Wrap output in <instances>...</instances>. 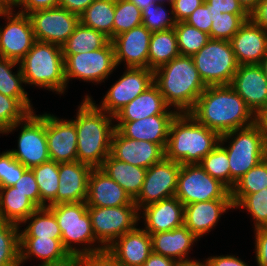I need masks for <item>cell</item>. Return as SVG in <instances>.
<instances>
[{"mask_svg":"<svg viewBox=\"0 0 267 266\" xmlns=\"http://www.w3.org/2000/svg\"><path fill=\"white\" fill-rule=\"evenodd\" d=\"M189 114L220 135L255 123V114L231 85L207 86Z\"/></svg>","mask_w":267,"mask_h":266,"instance_id":"cell-1","label":"cell"},{"mask_svg":"<svg viewBox=\"0 0 267 266\" xmlns=\"http://www.w3.org/2000/svg\"><path fill=\"white\" fill-rule=\"evenodd\" d=\"M76 114V118L71 121L75 124L78 138L77 161L92 168L101 167L110 154L116 129L112 123L114 117L100 110L89 95L84 97Z\"/></svg>","mask_w":267,"mask_h":266,"instance_id":"cell-2","label":"cell"},{"mask_svg":"<svg viewBox=\"0 0 267 266\" xmlns=\"http://www.w3.org/2000/svg\"><path fill=\"white\" fill-rule=\"evenodd\" d=\"M154 84L165 103L178 113H189L207 87L192 56L182 55L154 70Z\"/></svg>","mask_w":267,"mask_h":266,"instance_id":"cell-3","label":"cell"},{"mask_svg":"<svg viewBox=\"0 0 267 266\" xmlns=\"http://www.w3.org/2000/svg\"><path fill=\"white\" fill-rule=\"evenodd\" d=\"M220 137L189 113H178L170 125L165 158L180 165L197 164L219 145Z\"/></svg>","mask_w":267,"mask_h":266,"instance_id":"cell-4","label":"cell"},{"mask_svg":"<svg viewBox=\"0 0 267 266\" xmlns=\"http://www.w3.org/2000/svg\"><path fill=\"white\" fill-rule=\"evenodd\" d=\"M26 84L47 88L64 94L68 87L64 73L62 46L35 41L29 52L19 61Z\"/></svg>","mask_w":267,"mask_h":266,"instance_id":"cell-5","label":"cell"},{"mask_svg":"<svg viewBox=\"0 0 267 266\" xmlns=\"http://www.w3.org/2000/svg\"><path fill=\"white\" fill-rule=\"evenodd\" d=\"M47 208L55 215L62 233V246L70 256L85 258L106 251L99 242H96L86 202L60 203ZM74 243L79 246L82 244V248L80 246L77 249L73 246Z\"/></svg>","mask_w":267,"mask_h":266,"instance_id":"cell-6","label":"cell"},{"mask_svg":"<svg viewBox=\"0 0 267 266\" xmlns=\"http://www.w3.org/2000/svg\"><path fill=\"white\" fill-rule=\"evenodd\" d=\"M224 142L230 144L223 146ZM219 144L229 159L230 190L245 173L267 157V146L255 123L222 134Z\"/></svg>","mask_w":267,"mask_h":266,"instance_id":"cell-7","label":"cell"},{"mask_svg":"<svg viewBox=\"0 0 267 266\" xmlns=\"http://www.w3.org/2000/svg\"><path fill=\"white\" fill-rule=\"evenodd\" d=\"M192 58L206 86L230 85L239 66L227 40L210 39Z\"/></svg>","mask_w":267,"mask_h":266,"instance_id":"cell-8","label":"cell"},{"mask_svg":"<svg viewBox=\"0 0 267 266\" xmlns=\"http://www.w3.org/2000/svg\"><path fill=\"white\" fill-rule=\"evenodd\" d=\"M21 125L18 149L8 150L12 156L27 168L38 166L50 160L45 131V113H30L24 120L7 128L2 134H9Z\"/></svg>","mask_w":267,"mask_h":266,"instance_id":"cell-9","label":"cell"},{"mask_svg":"<svg viewBox=\"0 0 267 266\" xmlns=\"http://www.w3.org/2000/svg\"><path fill=\"white\" fill-rule=\"evenodd\" d=\"M175 196L184 204L231 199V190L212 178L200 165L183 164L178 173Z\"/></svg>","mask_w":267,"mask_h":266,"instance_id":"cell-10","label":"cell"},{"mask_svg":"<svg viewBox=\"0 0 267 266\" xmlns=\"http://www.w3.org/2000/svg\"><path fill=\"white\" fill-rule=\"evenodd\" d=\"M66 83L71 79L102 83L117 65L111 40L102 48L79 54H63Z\"/></svg>","mask_w":267,"mask_h":266,"instance_id":"cell-11","label":"cell"},{"mask_svg":"<svg viewBox=\"0 0 267 266\" xmlns=\"http://www.w3.org/2000/svg\"><path fill=\"white\" fill-rule=\"evenodd\" d=\"M97 242L107 249L115 240L133 230L140 221L135 202L117 207H88Z\"/></svg>","mask_w":267,"mask_h":266,"instance_id":"cell-12","label":"cell"},{"mask_svg":"<svg viewBox=\"0 0 267 266\" xmlns=\"http://www.w3.org/2000/svg\"><path fill=\"white\" fill-rule=\"evenodd\" d=\"M154 84V71L149 68L127 67L123 75L111 85L101 104L100 110L115 116L128 103Z\"/></svg>","mask_w":267,"mask_h":266,"instance_id":"cell-13","label":"cell"},{"mask_svg":"<svg viewBox=\"0 0 267 266\" xmlns=\"http://www.w3.org/2000/svg\"><path fill=\"white\" fill-rule=\"evenodd\" d=\"M15 12L6 8L0 13L7 20L4 28L0 26V57L19 62L36 40L29 16Z\"/></svg>","mask_w":267,"mask_h":266,"instance_id":"cell-14","label":"cell"},{"mask_svg":"<svg viewBox=\"0 0 267 266\" xmlns=\"http://www.w3.org/2000/svg\"><path fill=\"white\" fill-rule=\"evenodd\" d=\"M180 168L178 162L164 158L147 169L142 189L134 199L139 215L143 207L175 196Z\"/></svg>","mask_w":267,"mask_h":266,"instance_id":"cell-15","label":"cell"},{"mask_svg":"<svg viewBox=\"0 0 267 266\" xmlns=\"http://www.w3.org/2000/svg\"><path fill=\"white\" fill-rule=\"evenodd\" d=\"M36 41L62 46L80 22L79 16L67 9L55 7L28 14Z\"/></svg>","mask_w":267,"mask_h":266,"instance_id":"cell-16","label":"cell"},{"mask_svg":"<svg viewBox=\"0 0 267 266\" xmlns=\"http://www.w3.org/2000/svg\"><path fill=\"white\" fill-rule=\"evenodd\" d=\"M45 131L50 160L57 163L77 161V132L70 120L45 113Z\"/></svg>","mask_w":267,"mask_h":266,"instance_id":"cell-17","label":"cell"},{"mask_svg":"<svg viewBox=\"0 0 267 266\" xmlns=\"http://www.w3.org/2000/svg\"><path fill=\"white\" fill-rule=\"evenodd\" d=\"M110 155L119 161L148 169L165 158V149L153 142L126 138L115 129Z\"/></svg>","mask_w":267,"mask_h":266,"instance_id":"cell-18","label":"cell"},{"mask_svg":"<svg viewBox=\"0 0 267 266\" xmlns=\"http://www.w3.org/2000/svg\"><path fill=\"white\" fill-rule=\"evenodd\" d=\"M152 32L143 24L111 39L115 62L126 67L148 68L149 44Z\"/></svg>","mask_w":267,"mask_h":266,"instance_id":"cell-19","label":"cell"},{"mask_svg":"<svg viewBox=\"0 0 267 266\" xmlns=\"http://www.w3.org/2000/svg\"><path fill=\"white\" fill-rule=\"evenodd\" d=\"M230 85L254 114L267 107V79L259 64L239 65Z\"/></svg>","mask_w":267,"mask_h":266,"instance_id":"cell-20","label":"cell"},{"mask_svg":"<svg viewBox=\"0 0 267 266\" xmlns=\"http://www.w3.org/2000/svg\"><path fill=\"white\" fill-rule=\"evenodd\" d=\"M105 252L125 266H142L152 253L151 235L136 226L115 240Z\"/></svg>","mask_w":267,"mask_h":266,"instance_id":"cell-21","label":"cell"},{"mask_svg":"<svg viewBox=\"0 0 267 266\" xmlns=\"http://www.w3.org/2000/svg\"><path fill=\"white\" fill-rule=\"evenodd\" d=\"M230 43L238 65L260 64L267 53V31L249 19Z\"/></svg>","mask_w":267,"mask_h":266,"instance_id":"cell-22","label":"cell"},{"mask_svg":"<svg viewBox=\"0 0 267 266\" xmlns=\"http://www.w3.org/2000/svg\"><path fill=\"white\" fill-rule=\"evenodd\" d=\"M92 167L75 162L59 163V187L56 204L86 202Z\"/></svg>","mask_w":267,"mask_h":266,"instance_id":"cell-23","label":"cell"},{"mask_svg":"<svg viewBox=\"0 0 267 266\" xmlns=\"http://www.w3.org/2000/svg\"><path fill=\"white\" fill-rule=\"evenodd\" d=\"M88 207H117L132 205L131 196L100 167L93 168L89 176Z\"/></svg>","mask_w":267,"mask_h":266,"instance_id":"cell-24","label":"cell"},{"mask_svg":"<svg viewBox=\"0 0 267 266\" xmlns=\"http://www.w3.org/2000/svg\"><path fill=\"white\" fill-rule=\"evenodd\" d=\"M234 209L231 199L201 201L184 205V225L199 239L213 229L223 213Z\"/></svg>","mask_w":267,"mask_h":266,"instance_id":"cell-25","label":"cell"},{"mask_svg":"<svg viewBox=\"0 0 267 266\" xmlns=\"http://www.w3.org/2000/svg\"><path fill=\"white\" fill-rule=\"evenodd\" d=\"M141 211V218L145 221L143 229L149 234L171 231L184 225V204L176 196L150 204Z\"/></svg>","mask_w":267,"mask_h":266,"instance_id":"cell-26","label":"cell"},{"mask_svg":"<svg viewBox=\"0 0 267 266\" xmlns=\"http://www.w3.org/2000/svg\"><path fill=\"white\" fill-rule=\"evenodd\" d=\"M176 115H153L133 122H113L115 128L126 138L149 141L166 149L169 129Z\"/></svg>","mask_w":267,"mask_h":266,"instance_id":"cell-27","label":"cell"},{"mask_svg":"<svg viewBox=\"0 0 267 266\" xmlns=\"http://www.w3.org/2000/svg\"><path fill=\"white\" fill-rule=\"evenodd\" d=\"M178 112L165 103L159 88L153 84L119 111L114 119L117 122H133L153 115H177Z\"/></svg>","mask_w":267,"mask_h":266,"instance_id":"cell-28","label":"cell"},{"mask_svg":"<svg viewBox=\"0 0 267 266\" xmlns=\"http://www.w3.org/2000/svg\"><path fill=\"white\" fill-rule=\"evenodd\" d=\"M152 252L174 259L175 261L190 260L188 254L198 238L182 225L171 231L150 234ZM188 257V258H187Z\"/></svg>","mask_w":267,"mask_h":266,"instance_id":"cell-29","label":"cell"},{"mask_svg":"<svg viewBox=\"0 0 267 266\" xmlns=\"http://www.w3.org/2000/svg\"><path fill=\"white\" fill-rule=\"evenodd\" d=\"M19 249L20 265L32 256L42 260L41 265L59 263L70 257L62 246L61 239L20 237Z\"/></svg>","mask_w":267,"mask_h":266,"instance_id":"cell-30","label":"cell"},{"mask_svg":"<svg viewBox=\"0 0 267 266\" xmlns=\"http://www.w3.org/2000/svg\"><path fill=\"white\" fill-rule=\"evenodd\" d=\"M134 200L140 193L147 169L113 158L110 154L100 167Z\"/></svg>","mask_w":267,"mask_h":266,"instance_id":"cell-31","label":"cell"},{"mask_svg":"<svg viewBox=\"0 0 267 266\" xmlns=\"http://www.w3.org/2000/svg\"><path fill=\"white\" fill-rule=\"evenodd\" d=\"M39 207L17 188H0V221L21 225Z\"/></svg>","mask_w":267,"mask_h":266,"instance_id":"cell-32","label":"cell"},{"mask_svg":"<svg viewBox=\"0 0 267 266\" xmlns=\"http://www.w3.org/2000/svg\"><path fill=\"white\" fill-rule=\"evenodd\" d=\"M179 55L174 28L152 32L148 53L149 69L154 71Z\"/></svg>","mask_w":267,"mask_h":266,"instance_id":"cell-33","label":"cell"},{"mask_svg":"<svg viewBox=\"0 0 267 266\" xmlns=\"http://www.w3.org/2000/svg\"><path fill=\"white\" fill-rule=\"evenodd\" d=\"M115 0H94L79 16V21L113 38Z\"/></svg>","mask_w":267,"mask_h":266,"instance_id":"cell-34","label":"cell"},{"mask_svg":"<svg viewBox=\"0 0 267 266\" xmlns=\"http://www.w3.org/2000/svg\"><path fill=\"white\" fill-rule=\"evenodd\" d=\"M110 41L103 32L77 24L74 32L62 45L63 54H79L94 51L104 47Z\"/></svg>","mask_w":267,"mask_h":266,"instance_id":"cell-35","label":"cell"},{"mask_svg":"<svg viewBox=\"0 0 267 266\" xmlns=\"http://www.w3.org/2000/svg\"><path fill=\"white\" fill-rule=\"evenodd\" d=\"M19 66V62L0 57V93L18 99L31 113L34 112L28 93L22 87L24 78L20 67L17 73L12 69Z\"/></svg>","mask_w":267,"mask_h":266,"instance_id":"cell-36","label":"cell"},{"mask_svg":"<svg viewBox=\"0 0 267 266\" xmlns=\"http://www.w3.org/2000/svg\"><path fill=\"white\" fill-rule=\"evenodd\" d=\"M31 169L39 187L40 208L56 205V194L59 187V163L49 160Z\"/></svg>","mask_w":267,"mask_h":266,"instance_id":"cell-37","label":"cell"},{"mask_svg":"<svg viewBox=\"0 0 267 266\" xmlns=\"http://www.w3.org/2000/svg\"><path fill=\"white\" fill-rule=\"evenodd\" d=\"M23 224L28 225L20 230V237L61 239L62 233L55 215L47 207L35 210Z\"/></svg>","mask_w":267,"mask_h":266,"instance_id":"cell-38","label":"cell"},{"mask_svg":"<svg viewBox=\"0 0 267 266\" xmlns=\"http://www.w3.org/2000/svg\"><path fill=\"white\" fill-rule=\"evenodd\" d=\"M267 187V157L245 173L231 189L233 207L247 194Z\"/></svg>","mask_w":267,"mask_h":266,"instance_id":"cell-39","label":"cell"},{"mask_svg":"<svg viewBox=\"0 0 267 266\" xmlns=\"http://www.w3.org/2000/svg\"><path fill=\"white\" fill-rule=\"evenodd\" d=\"M20 227L0 221V266L20 265Z\"/></svg>","mask_w":267,"mask_h":266,"instance_id":"cell-40","label":"cell"},{"mask_svg":"<svg viewBox=\"0 0 267 266\" xmlns=\"http://www.w3.org/2000/svg\"><path fill=\"white\" fill-rule=\"evenodd\" d=\"M179 54L193 56L210 40L209 34L181 21L174 27Z\"/></svg>","mask_w":267,"mask_h":266,"instance_id":"cell-41","label":"cell"},{"mask_svg":"<svg viewBox=\"0 0 267 266\" xmlns=\"http://www.w3.org/2000/svg\"><path fill=\"white\" fill-rule=\"evenodd\" d=\"M213 20L210 39L227 40L238 32L240 27L250 19V14H230L212 12Z\"/></svg>","mask_w":267,"mask_h":266,"instance_id":"cell-42","label":"cell"},{"mask_svg":"<svg viewBox=\"0 0 267 266\" xmlns=\"http://www.w3.org/2000/svg\"><path fill=\"white\" fill-rule=\"evenodd\" d=\"M142 24V11L129 0H115L113 38Z\"/></svg>","mask_w":267,"mask_h":266,"instance_id":"cell-43","label":"cell"},{"mask_svg":"<svg viewBox=\"0 0 267 266\" xmlns=\"http://www.w3.org/2000/svg\"><path fill=\"white\" fill-rule=\"evenodd\" d=\"M199 165L212 177L230 189V166L226 150L219 144L207 156H205Z\"/></svg>","mask_w":267,"mask_h":266,"instance_id":"cell-44","label":"cell"},{"mask_svg":"<svg viewBox=\"0 0 267 266\" xmlns=\"http://www.w3.org/2000/svg\"><path fill=\"white\" fill-rule=\"evenodd\" d=\"M165 3H151L142 9V24L151 32H158L174 28L176 21L170 5V12L165 8ZM169 12V14H168ZM171 14V15H170Z\"/></svg>","mask_w":267,"mask_h":266,"instance_id":"cell-45","label":"cell"},{"mask_svg":"<svg viewBox=\"0 0 267 266\" xmlns=\"http://www.w3.org/2000/svg\"><path fill=\"white\" fill-rule=\"evenodd\" d=\"M246 209L254 221V229L267 227V187L257 193L244 196L235 206Z\"/></svg>","mask_w":267,"mask_h":266,"instance_id":"cell-46","label":"cell"},{"mask_svg":"<svg viewBox=\"0 0 267 266\" xmlns=\"http://www.w3.org/2000/svg\"><path fill=\"white\" fill-rule=\"evenodd\" d=\"M30 113L18 99L0 93V134Z\"/></svg>","mask_w":267,"mask_h":266,"instance_id":"cell-47","label":"cell"},{"mask_svg":"<svg viewBox=\"0 0 267 266\" xmlns=\"http://www.w3.org/2000/svg\"><path fill=\"white\" fill-rule=\"evenodd\" d=\"M26 169L8 150L0 153V188L13 186Z\"/></svg>","mask_w":267,"mask_h":266,"instance_id":"cell-48","label":"cell"},{"mask_svg":"<svg viewBox=\"0 0 267 266\" xmlns=\"http://www.w3.org/2000/svg\"><path fill=\"white\" fill-rule=\"evenodd\" d=\"M13 187L26 194L40 208V193L35 175L31 168H27Z\"/></svg>","mask_w":267,"mask_h":266,"instance_id":"cell-49","label":"cell"},{"mask_svg":"<svg viewBox=\"0 0 267 266\" xmlns=\"http://www.w3.org/2000/svg\"><path fill=\"white\" fill-rule=\"evenodd\" d=\"M212 20V11H210L209 7L205 3H203L197 9H195L184 22L188 23L191 26H194L202 32L209 34L210 36Z\"/></svg>","mask_w":267,"mask_h":266,"instance_id":"cell-50","label":"cell"},{"mask_svg":"<svg viewBox=\"0 0 267 266\" xmlns=\"http://www.w3.org/2000/svg\"><path fill=\"white\" fill-rule=\"evenodd\" d=\"M204 3L216 13L249 14L238 0H205Z\"/></svg>","mask_w":267,"mask_h":266,"instance_id":"cell-51","label":"cell"},{"mask_svg":"<svg viewBox=\"0 0 267 266\" xmlns=\"http://www.w3.org/2000/svg\"><path fill=\"white\" fill-rule=\"evenodd\" d=\"M205 0H173L171 4L176 22L185 21Z\"/></svg>","mask_w":267,"mask_h":266,"instance_id":"cell-52","label":"cell"},{"mask_svg":"<svg viewBox=\"0 0 267 266\" xmlns=\"http://www.w3.org/2000/svg\"><path fill=\"white\" fill-rule=\"evenodd\" d=\"M257 266H267V227L254 229Z\"/></svg>","mask_w":267,"mask_h":266,"instance_id":"cell-53","label":"cell"},{"mask_svg":"<svg viewBox=\"0 0 267 266\" xmlns=\"http://www.w3.org/2000/svg\"><path fill=\"white\" fill-rule=\"evenodd\" d=\"M19 13L28 15L34 11L59 7V0H17L14 7H20Z\"/></svg>","mask_w":267,"mask_h":266,"instance_id":"cell-54","label":"cell"},{"mask_svg":"<svg viewBox=\"0 0 267 266\" xmlns=\"http://www.w3.org/2000/svg\"><path fill=\"white\" fill-rule=\"evenodd\" d=\"M206 266H249L235 255L210 256L205 259Z\"/></svg>","mask_w":267,"mask_h":266,"instance_id":"cell-55","label":"cell"},{"mask_svg":"<svg viewBox=\"0 0 267 266\" xmlns=\"http://www.w3.org/2000/svg\"><path fill=\"white\" fill-rule=\"evenodd\" d=\"M84 266H125L115 261L108 253L102 252L84 258Z\"/></svg>","mask_w":267,"mask_h":266,"instance_id":"cell-56","label":"cell"},{"mask_svg":"<svg viewBox=\"0 0 267 266\" xmlns=\"http://www.w3.org/2000/svg\"><path fill=\"white\" fill-rule=\"evenodd\" d=\"M250 19L267 31V0H260L250 13Z\"/></svg>","mask_w":267,"mask_h":266,"instance_id":"cell-57","label":"cell"},{"mask_svg":"<svg viewBox=\"0 0 267 266\" xmlns=\"http://www.w3.org/2000/svg\"><path fill=\"white\" fill-rule=\"evenodd\" d=\"M94 0H59V7L80 16Z\"/></svg>","mask_w":267,"mask_h":266,"instance_id":"cell-58","label":"cell"},{"mask_svg":"<svg viewBox=\"0 0 267 266\" xmlns=\"http://www.w3.org/2000/svg\"><path fill=\"white\" fill-rule=\"evenodd\" d=\"M175 260L152 252L142 266H173Z\"/></svg>","mask_w":267,"mask_h":266,"instance_id":"cell-59","label":"cell"},{"mask_svg":"<svg viewBox=\"0 0 267 266\" xmlns=\"http://www.w3.org/2000/svg\"><path fill=\"white\" fill-rule=\"evenodd\" d=\"M255 124L258 126L264 143L267 146V107L259 110L255 114Z\"/></svg>","mask_w":267,"mask_h":266,"instance_id":"cell-60","label":"cell"},{"mask_svg":"<svg viewBox=\"0 0 267 266\" xmlns=\"http://www.w3.org/2000/svg\"><path fill=\"white\" fill-rule=\"evenodd\" d=\"M38 266H84V257L70 256L65 261L59 263L43 264Z\"/></svg>","mask_w":267,"mask_h":266,"instance_id":"cell-61","label":"cell"},{"mask_svg":"<svg viewBox=\"0 0 267 266\" xmlns=\"http://www.w3.org/2000/svg\"><path fill=\"white\" fill-rule=\"evenodd\" d=\"M243 8L250 14L256 7L260 0H238Z\"/></svg>","mask_w":267,"mask_h":266,"instance_id":"cell-62","label":"cell"},{"mask_svg":"<svg viewBox=\"0 0 267 266\" xmlns=\"http://www.w3.org/2000/svg\"><path fill=\"white\" fill-rule=\"evenodd\" d=\"M173 266H206L205 262H201L199 260H185V261H175Z\"/></svg>","mask_w":267,"mask_h":266,"instance_id":"cell-63","label":"cell"},{"mask_svg":"<svg viewBox=\"0 0 267 266\" xmlns=\"http://www.w3.org/2000/svg\"><path fill=\"white\" fill-rule=\"evenodd\" d=\"M133 2L141 10L147 7L151 3H157V0H129Z\"/></svg>","mask_w":267,"mask_h":266,"instance_id":"cell-64","label":"cell"},{"mask_svg":"<svg viewBox=\"0 0 267 266\" xmlns=\"http://www.w3.org/2000/svg\"><path fill=\"white\" fill-rule=\"evenodd\" d=\"M259 65L262 67L264 75H265V77L267 79V53L263 57V60L261 61V63Z\"/></svg>","mask_w":267,"mask_h":266,"instance_id":"cell-65","label":"cell"},{"mask_svg":"<svg viewBox=\"0 0 267 266\" xmlns=\"http://www.w3.org/2000/svg\"><path fill=\"white\" fill-rule=\"evenodd\" d=\"M6 8H13V0H0Z\"/></svg>","mask_w":267,"mask_h":266,"instance_id":"cell-66","label":"cell"},{"mask_svg":"<svg viewBox=\"0 0 267 266\" xmlns=\"http://www.w3.org/2000/svg\"><path fill=\"white\" fill-rule=\"evenodd\" d=\"M157 2H159V3H168V4H172L173 3V0H157Z\"/></svg>","mask_w":267,"mask_h":266,"instance_id":"cell-67","label":"cell"},{"mask_svg":"<svg viewBox=\"0 0 267 266\" xmlns=\"http://www.w3.org/2000/svg\"><path fill=\"white\" fill-rule=\"evenodd\" d=\"M6 7L0 2V13L3 12Z\"/></svg>","mask_w":267,"mask_h":266,"instance_id":"cell-68","label":"cell"},{"mask_svg":"<svg viewBox=\"0 0 267 266\" xmlns=\"http://www.w3.org/2000/svg\"><path fill=\"white\" fill-rule=\"evenodd\" d=\"M16 3H17V0H13V8L16 5Z\"/></svg>","mask_w":267,"mask_h":266,"instance_id":"cell-69","label":"cell"}]
</instances>
